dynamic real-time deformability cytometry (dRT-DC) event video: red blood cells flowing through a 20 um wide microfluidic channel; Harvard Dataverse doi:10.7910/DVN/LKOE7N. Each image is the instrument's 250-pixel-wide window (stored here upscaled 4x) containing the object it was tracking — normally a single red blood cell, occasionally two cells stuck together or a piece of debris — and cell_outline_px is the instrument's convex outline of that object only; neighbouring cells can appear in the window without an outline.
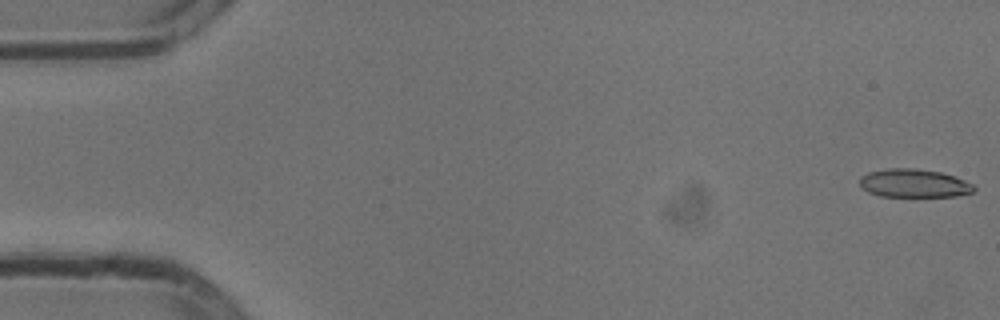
{"species": "common noctule bat (a hibernating species)", "species_latin": "Nyctalus noctula", "temperature_condition": "cold", "stored_images_in_passage": 54, "camera_frame_rate_fps": 3000, "um_per_image_px": 0.085, "animal": {"sex": "male", "body_mass_g": 13.3}, "frame": {"image": 1, "passage_image": 1, "time_ms": 0.0, "image_size_px": [1000, 320], "cell_outline_px": [[976, 192], [956, 196], [880, 196], [868, 192], [860, 188], [860, 176], [868, 172], [888, 168], [916, 168], [940, 172], [956, 176], [972, 184], [976, 188]], "centroid_in_image_um": [77.69, 15.57], "position_along_channel_um": 7.3, "area_um2": 19.07}}
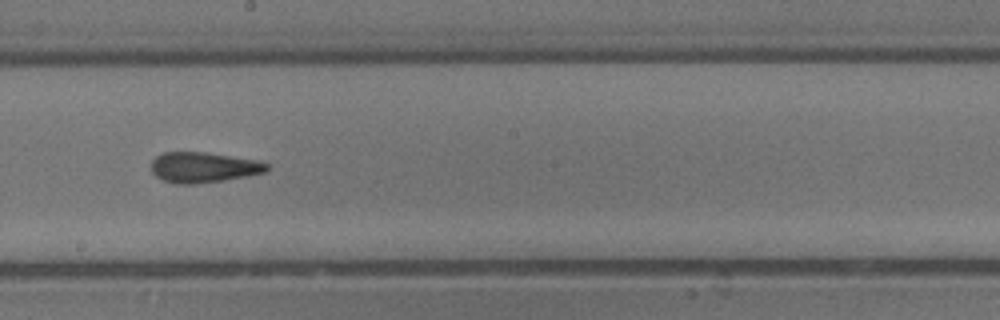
{"frame": {"image": 2, "passage_image": 30, "time_ms": 9.667, "image_size_px": [1000, 320], "cell_outline_px": [[268, 168], [264, 172], [248, 176], [224, 180], [192, 184], [176, 184], [160, 180], [152, 172], [152, 160], [156, 156], [164, 152], [204, 152], [260, 160], [268, 164]], "centroid_in_image_um": [17.28, 14.22], "position_along_channel_um": 230.9, "area_um2": 20.58}}
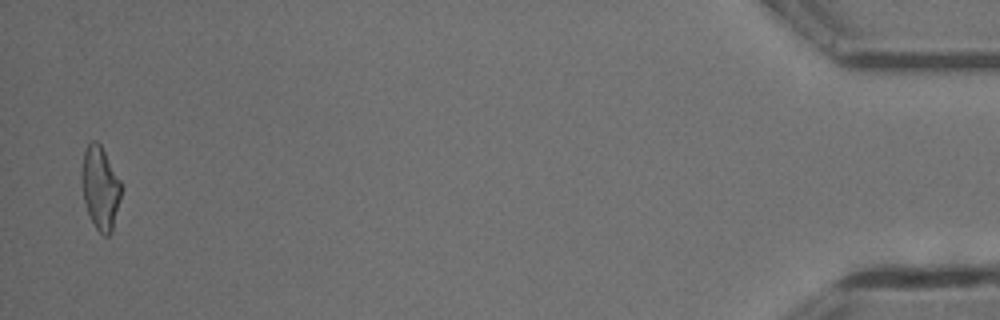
{"frame": {"image": 3, "passage_image": 53, "time_ms": 17.333, "image_size_px": [1000, 320], "cell_outline_px": [[120, 200], [112, 232], [108, 236], [104, 236], [96, 228], [88, 212], [84, 200], [80, 172], [84, 152], [88, 144], [92, 140], [96, 140], [100, 144], [120, 180]], "centroid_in_image_um": [8.51, 15.96], "position_along_channel_um": 426.7, "area_um2": 18.9}, "authors_computed_cell_mechanics": {"area_um2": 19.9699, "velocity_mm_per_s": 3.7992, "shape_relaxation_time_tau1_ms": null, "shape_relaxation_time_tau2_ms": 3.0807, "deformation_change_tau1": null, "deformation_change_tau2": 0.1268}}